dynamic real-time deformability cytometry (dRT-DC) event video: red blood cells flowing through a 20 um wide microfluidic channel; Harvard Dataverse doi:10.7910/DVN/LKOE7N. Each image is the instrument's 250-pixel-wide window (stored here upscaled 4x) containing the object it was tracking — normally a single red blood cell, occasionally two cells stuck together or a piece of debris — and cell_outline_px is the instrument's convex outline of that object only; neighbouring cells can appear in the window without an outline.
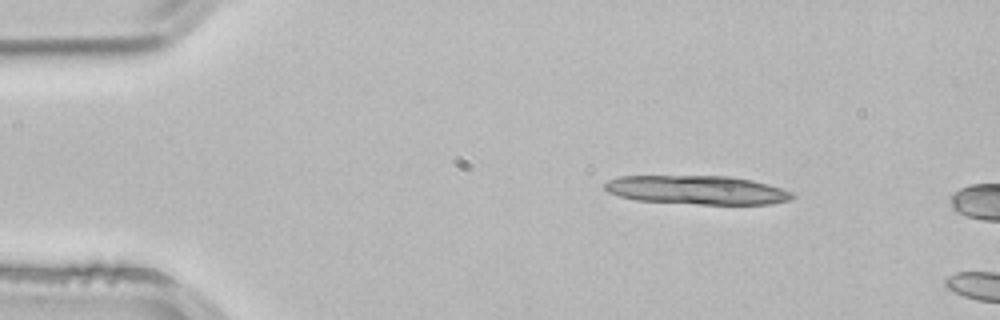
{"species": "common noctule bat (a hibernating species)", "species_latin": "Nyctalus noctula", "temperature_condition": "room temperature", "stored_images_in_passage": 2, "camera_frame_rate_fps": 3000, "um_per_image_px": 0.085, "animal": {"sex": "male", "body_mass_g": 21.5, "forearm_length_mm": 52.0}, "frame": {"image": 1, "passage_image": 1, "time_ms": 0.0, "image_size_px": [1000, 320], "cell_outline_px": [[796, 196], [792, 200], [772, 204], [700, 204], [636, 200], [620, 196], [608, 192], [604, 188], [604, 184], [608, 180], [620, 176], [732, 176], [752, 180], [768, 184], [792, 192]], "centroid_in_image_um": [59.28, 16.15], "position_along_channel_um": 25.7, "area_um2": 31.56}}